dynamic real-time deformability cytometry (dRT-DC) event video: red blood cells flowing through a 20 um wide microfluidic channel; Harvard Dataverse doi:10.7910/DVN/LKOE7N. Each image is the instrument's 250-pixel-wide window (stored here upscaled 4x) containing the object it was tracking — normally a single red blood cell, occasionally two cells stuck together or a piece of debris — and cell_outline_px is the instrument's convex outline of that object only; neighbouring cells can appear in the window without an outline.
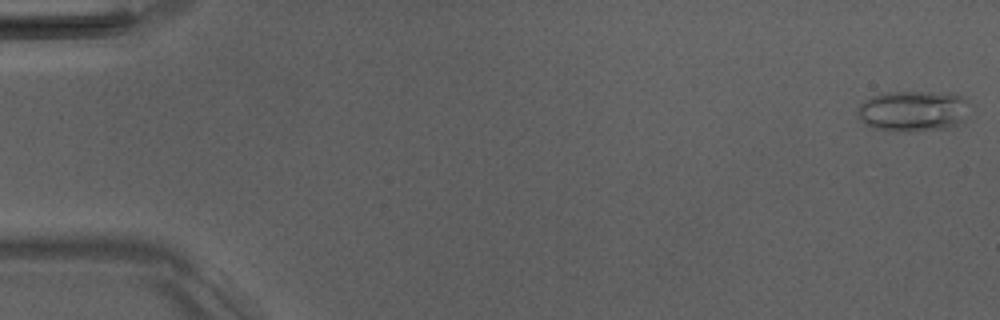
{"species": "Egyptian fruit bat (a non-hibernating species)", "species_latin": "Rousettus aegyptiacus", "temperature_condition": "room temperature", "stored_images_in_passage": 3, "camera_frame_rate_fps": 3000, "um_per_image_px": 0.085, "animal": {"sex": "male"}, "frame": {"image": 1, "passage_image": 1, "time_ms": 0.0, "image_size_px": [1000, 320], "cell_outline_px": [[968, 100], [964, 124], [944, 128], [912, 132], [896, 132], [872, 128], [864, 124], [856, 116], [856, 108], [864, 100], [872, 96], [884, 92], [948, 92], [964, 96]], "centroid_in_image_um": [77.59, 9.44], "position_along_channel_um": 7.4, "area_um2": 27.46}}